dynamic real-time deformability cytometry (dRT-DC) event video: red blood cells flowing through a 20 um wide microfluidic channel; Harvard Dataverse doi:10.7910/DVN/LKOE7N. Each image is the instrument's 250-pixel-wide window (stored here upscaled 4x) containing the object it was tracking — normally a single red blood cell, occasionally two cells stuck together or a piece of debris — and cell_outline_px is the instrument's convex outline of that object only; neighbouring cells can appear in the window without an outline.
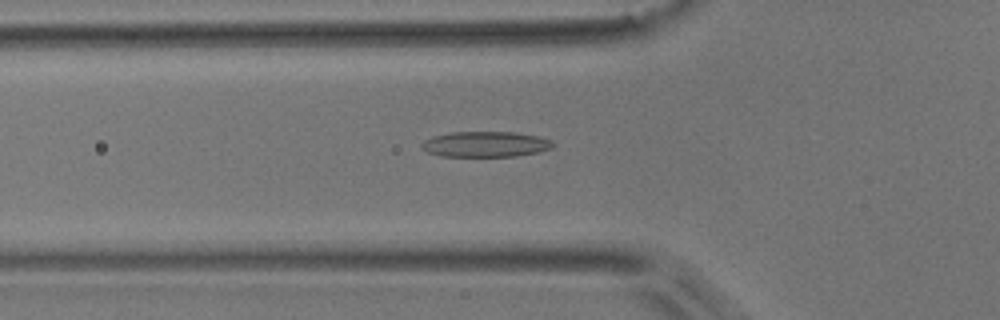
{"species": "common noctule bat (a hibernating species)", "species_latin": "Nyctalus noctula", "temperature_condition": "room temperature", "stored_images_in_passage": 34, "camera_frame_rate_fps": 3000, "um_per_image_px": 0.085, "animal": {"sex": "male", "body_mass_g": 17.9}, "frame": {"image": 1, "passage_image": 5, "time_ms": 1.333, "image_size_px": [1000, 320], "cell_outline_px": [[552, 148], [540, 152], [516, 156], [440, 156], [428, 152], [420, 148], [420, 144], [424, 140], [432, 136], [452, 132], [516, 132], [536, 136], [552, 140]], "centroid_in_image_um": [41.23, 12.26], "position_along_channel_um": 84.6, "area_um2": 19.59}}
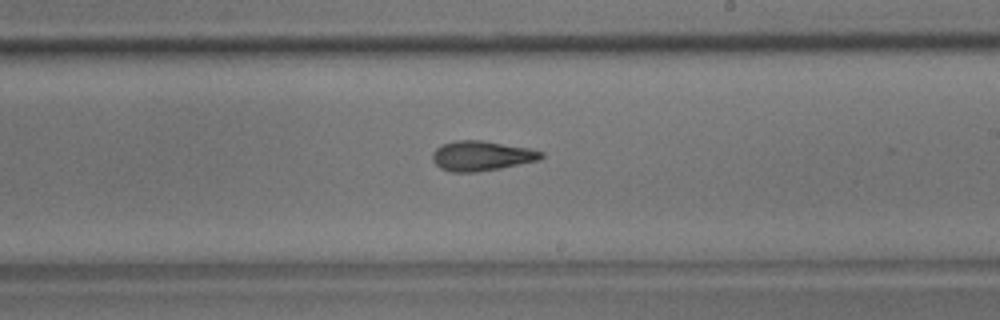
{"frame": {"image": 2, "passage_image": 18, "time_ms": 5.667, "image_size_px": [1000, 320], "cell_outline_px": [[544, 156], [540, 160], [500, 168], [476, 172], [452, 172], [440, 168], [432, 160], [432, 152], [436, 148], [444, 144], [456, 140], [484, 140], [528, 148], [544, 152]], "centroid_in_image_um": [40.93, 13.24], "position_along_channel_um": 248.1, "area_um2": 18.96}}
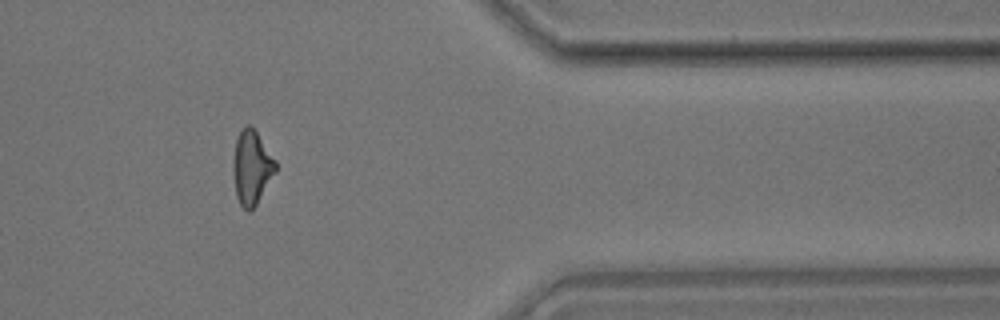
{"frame": {"image": 3, "passage_image": 31, "time_ms": 10.0, "image_size_px": [1000, 320], "cell_outline_px": [[276, 172], [252, 212], [248, 212], [240, 204], [236, 196], [232, 172], [232, 160], [236, 136], [240, 128], [248, 124], [256, 132], [276, 160]], "centroid_in_image_um": [21.36, 14.25], "position_along_channel_um": 390.0, "area_um2": 18.67}, "authors_computed_cell_mechanics": {"area_um2": 18.7561, "velocity_mm_per_s": 3.7585, "shape_relaxation_time_tau1_ms": 7.7057, "shape_relaxation_time_tau2_ms": 2.8848, "deformation_change_tau1": 0.2121, "deformation_change_tau2": 0.1209}}